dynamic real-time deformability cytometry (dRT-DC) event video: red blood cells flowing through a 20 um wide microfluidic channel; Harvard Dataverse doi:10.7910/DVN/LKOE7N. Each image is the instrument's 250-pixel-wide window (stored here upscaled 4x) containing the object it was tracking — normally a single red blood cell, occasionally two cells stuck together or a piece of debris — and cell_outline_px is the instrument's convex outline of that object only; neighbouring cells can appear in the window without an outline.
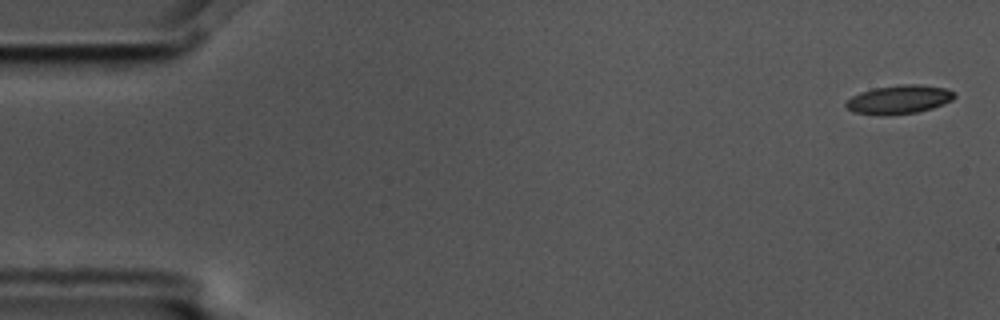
{"species": "common noctule bat (a hibernating species)", "species_latin": "Nyctalus noctula", "temperature_condition": "cold", "stored_images_in_passage": 10, "camera_frame_rate_fps": 3000, "um_per_image_px": 0.085, "animal": {"sex": "male", "body_mass_g": 17.5, "forearm_length_mm": 52.3}, "frame": {"image": 1, "passage_image": 1, "time_ms": 0.0, "image_size_px": [1000, 320], "cell_outline_px": [[956, 96], [952, 100], [944, 104], [932, 108], [916, 112], [852, 112], [844, 104], [852, 96], [860, 92], [876, 88], [900, 84], [920, 84], [948, 88], [956, 92]], "centroid_in_image_um": [76.52, 8.39], "position_along_channel_um": 8.5, "area_um2": 17.4}}
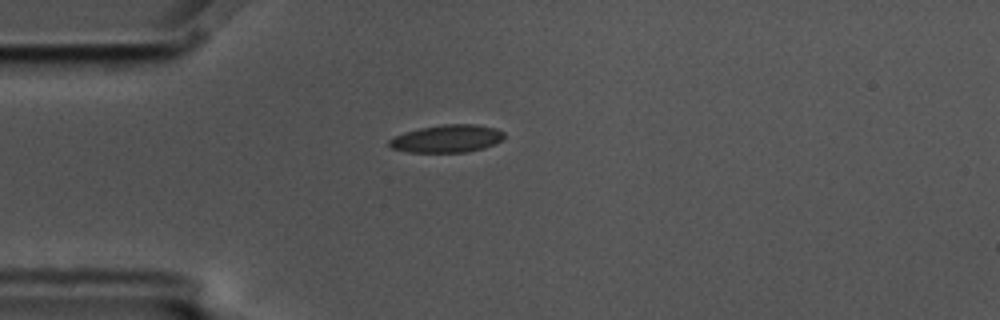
{"frame": {"image": 2, "passage_image": 4, "time_ms": 1.0, "image_size_px": [1000, 320], "cell_outline_px": [[504, 136], [500, 140], [484, 148], [468, 152], [408, 152], [392, 148], [388, 144], [388, 140], [404, 132], [420, 128], [444, 124], [476, 124], [496, 128], [504, 132]], "centroid_in_image_um": [37.99, 11.78], "position_along_channel_um": 47.0, "area_um2": 18.44}}